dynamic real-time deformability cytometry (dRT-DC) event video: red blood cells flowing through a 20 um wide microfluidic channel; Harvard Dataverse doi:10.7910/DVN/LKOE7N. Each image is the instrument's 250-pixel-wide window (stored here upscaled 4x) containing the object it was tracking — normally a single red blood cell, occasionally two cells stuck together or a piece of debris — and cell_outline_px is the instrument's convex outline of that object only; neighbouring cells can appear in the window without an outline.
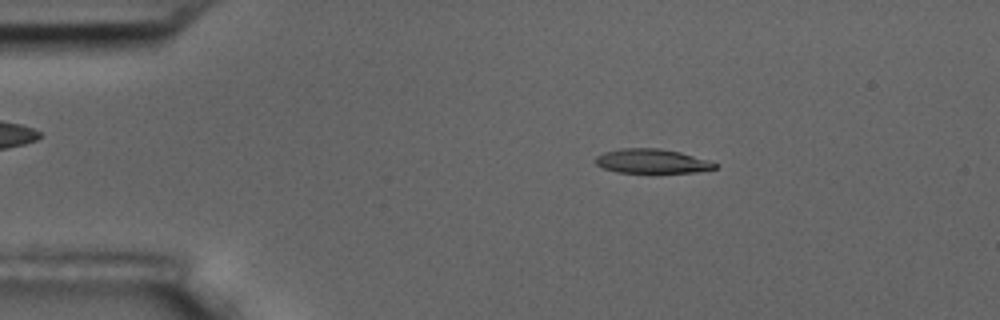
{"species": "common noctule bat (a hibernating species)", "species_latin": "Nyctalus noctula", "temperature_condition": "room temperature", "stored_images_in_passage": 6, "camera_frame_rate_fps": 3000, "um_per_image_px": 0.085, "animal": {"sex": "male", "body_mass_g": 17.5, "forearm_length_mm": 52.3}, "frame": {"image": 1, "passage_image": 3, "time_ms": 2.333, "image_size_px": [1000, 320], "cell_outline_px": [[720, 164], [716, 168], [696, 172], [616, 172], [604, 168], [596, 164], [596, 156], [604, 152], [620, 148], [660, 148], [680, 152], [708, 160]], "centroid_in_image_um": [55.43, 13.69], "position_along_channel_um": 29.6, "area_um2": 16.82}}
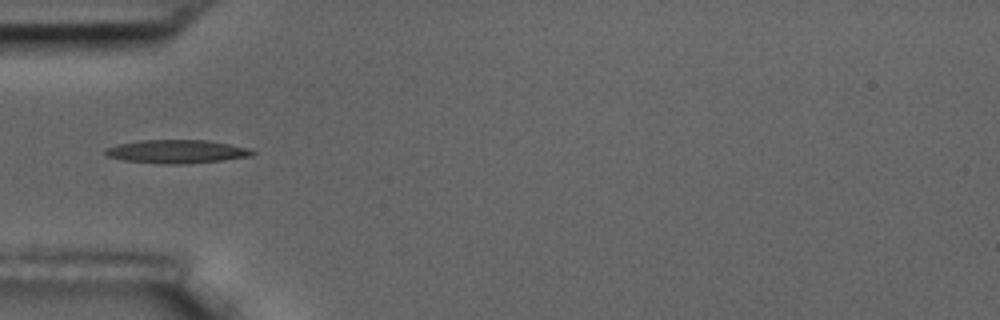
{"frame": {"image": 2, "passage_image": 5, "time_ms": 5.0, "image_size_px": [1000, 320], "cell_outline_px": [[256, 152], [252, 156], [224, 160], [188, 164], [160, 164], [124, 160], [108, 156], [104, 152], [104, 148], [136, 140], [208, 140], [248, 148]], "centroid_in_image_um": [15.02, 12.88], "position_along_channel_um": 70.0, "area_um2": 20.17}}